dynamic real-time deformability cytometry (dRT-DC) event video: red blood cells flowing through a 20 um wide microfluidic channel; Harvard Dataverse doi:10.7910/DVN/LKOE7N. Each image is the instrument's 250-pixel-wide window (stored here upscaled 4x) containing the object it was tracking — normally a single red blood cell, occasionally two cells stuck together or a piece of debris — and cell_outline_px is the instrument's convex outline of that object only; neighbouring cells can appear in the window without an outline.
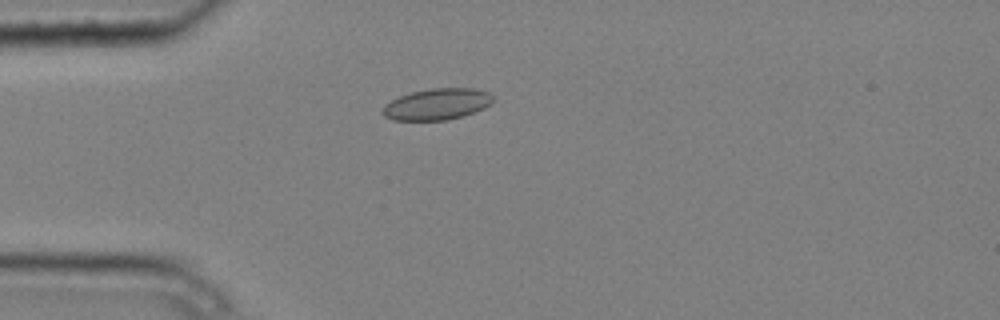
{"species": "common noctule bat (a hibernating species)", "species_latin": "Nyctalus noctula", "temperature_condition": "cold", "stored_images_in_passage": 4, "camera_frame_rate_fps": 3000, "um_per_image_px": 0.085, "animal": {"sex": "male", "body_mass_g": 20.4}, "frame": {"image": 1, "passage_image": 1, "time_ms": 0.0, "image_size_px": [1000, 320], "cell_outline_px": [[492, 100], [484, 108], [448, 120], [392, 120], [384, 116], [380, 112], [384, 104], [400, 96], [412, 92], [428, 88], [476, 88], [488, 92], [492, 96]], "centroid_in_image_um": [37.09, 8.85], "position_along_channel_um": 47.9, "area_um2": 20.06}}
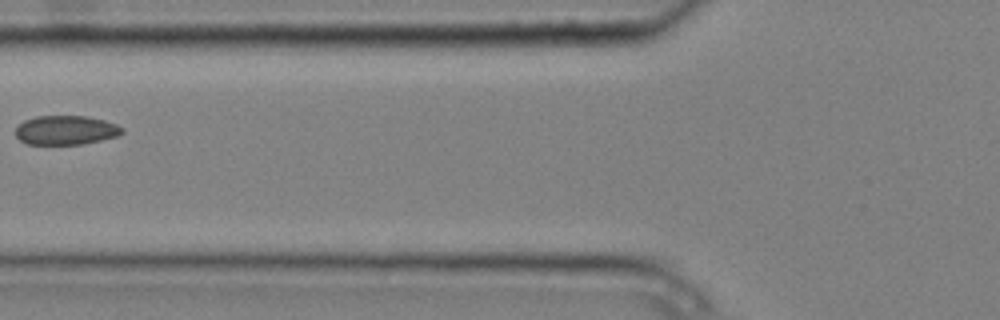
{"frame": {"image": 2, "passage_image": 3, "time_ms": 0.667, "image_size_px": [1000, 320], "cell_outline_px": [[124, 132], [116, 136], [84, 144], [28, 144], [20, 140], [16, 136], [16, 128], [24, 120], [36, 116], [88, 116], [104, 120], [116, 124], [124, 128]], "centroid_in_image_um": [5.61, 11.06], "position_along_channel_um": 120.2, "area_um2": 18.09}}
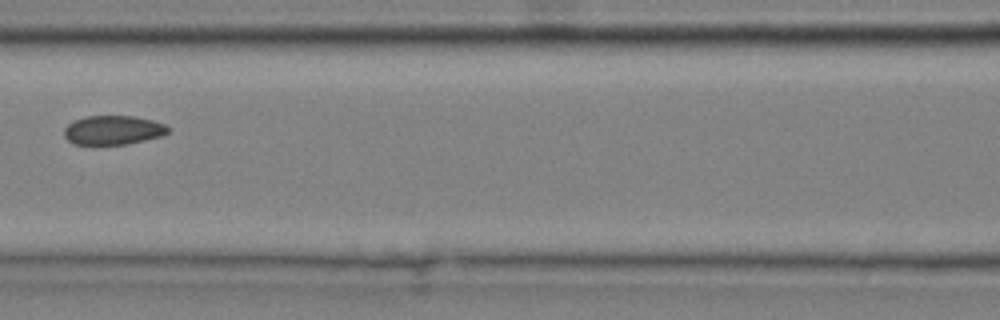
{"frame": {"image": 3, "passage_image": 4, "time_ms": 1.0, "image_size_px": [1000, 320], "cell_outline_px": [[168, 132], [160, 136], [128, 144], [72, 144], [64, 136], [64, 128], [72, 120], [84, 116], [136, 116], [152, 120], [164, 124], [168, 128]], "centroid_in_image_um": [9.56, 11.05], "position_along_channel_um": 157.0, "area_um2": 17.63}}